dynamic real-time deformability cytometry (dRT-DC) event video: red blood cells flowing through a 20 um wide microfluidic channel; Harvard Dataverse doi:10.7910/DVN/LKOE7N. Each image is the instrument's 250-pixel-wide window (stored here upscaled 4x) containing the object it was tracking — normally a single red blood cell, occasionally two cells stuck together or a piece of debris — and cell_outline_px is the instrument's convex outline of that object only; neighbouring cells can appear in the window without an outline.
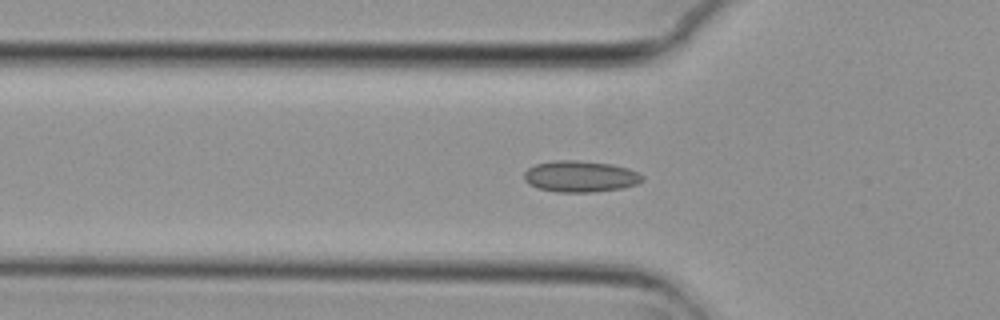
{"species": "common noctule bat (a hibernating species)", "species_latin": "Nyctalus noctula", "temperature_condition": "cold", "stored_images_in_passage": 51, "camera_frame_rate_fps": 3000, "um_per_image_px": 0.085, "animal": {"sex": "female", "body_mass_g": 29.2, "forearm_length_mm": 56.3}, "frame": {"image": 1, "passage_image": 18, "time_ms": 5.667, "image_size_px": [1000, 320], "cell_outline_px": [[644, 180], [636, 184], [620, 188], [592, 192], [556, 192], [536, 188], [528, 184], [524, 180], [524, 172], [528, 168], [536, 164], [556, 160], [576, 160], [612, 164], [628, 168], [644, 176]], "centroid_in_image_um": [49.29, 15.0], "position_along_channel_um": 76.5, "area_um2": 21.62}}
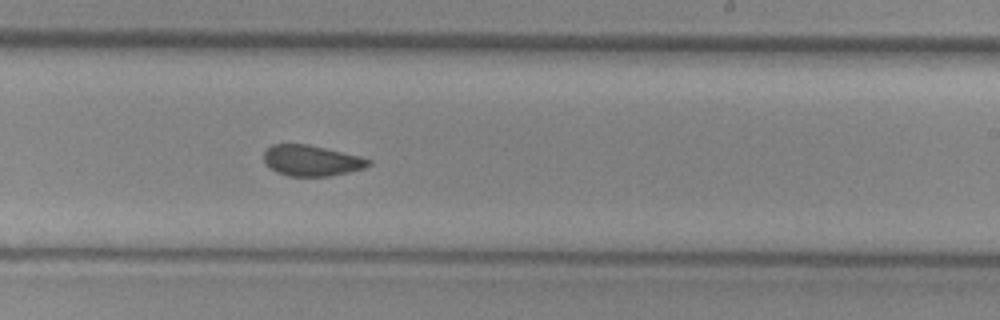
{"frame": {"image": 2, "passage_image": 33, "time_ms": 10.667, "image_size_px": [1000, 320], "cell_outline_px": [[372, 164], [364, 168], [332, 176], [288, 176], [276, 172], [264, 160], [264, 152], [272, 144], [308, 144], [360, 156], [372, 160]], "centroid_in_image_um": [26.51, 13.65], "position_along_channel_um": 262.5, "area_um2": 18.73}}
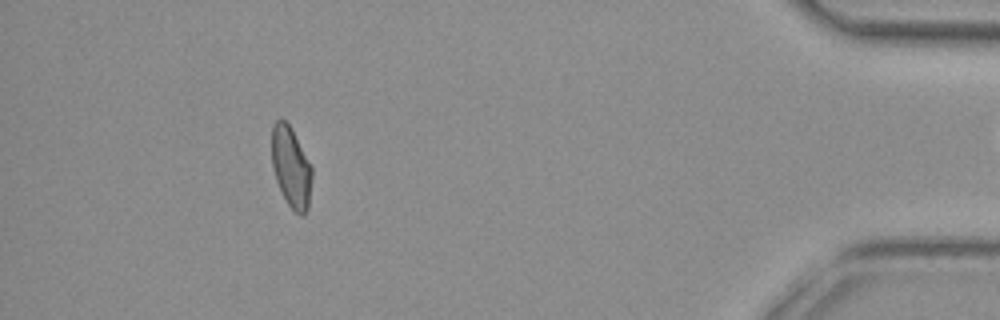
{"frame": {"image": 3, "passage_image": 50, "time_ms": 16.333, "image_size_px": [1000, 320], "cell_outline_px": [[312, 176], [308, 208], [304, 216], [300, 216], [288, 204], [276, 180], [272, 168], [272, 124], [276, 120], [284, 120], [292, 128], [312, 168]], "centroid_in_image_um": [24.74, 14.21], "position_along_channel_um": 410.5, "area_um2": 18.79}}